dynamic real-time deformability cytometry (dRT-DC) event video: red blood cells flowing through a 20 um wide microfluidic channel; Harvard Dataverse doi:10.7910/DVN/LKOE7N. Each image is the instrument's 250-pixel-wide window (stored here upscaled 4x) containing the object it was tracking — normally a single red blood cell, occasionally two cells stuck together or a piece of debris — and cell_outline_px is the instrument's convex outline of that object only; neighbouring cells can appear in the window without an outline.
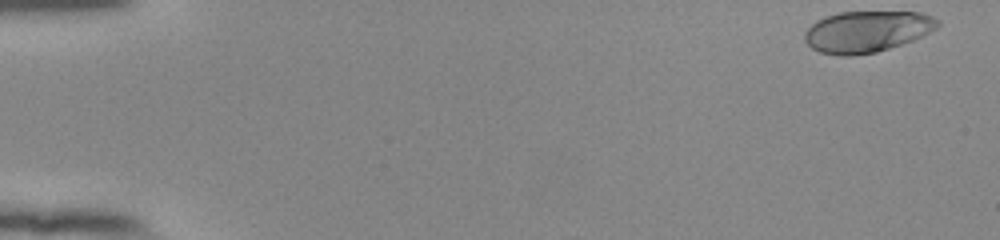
{"species": "human", "species_latin": "Homo sapiens", "temperature_condition": "room temperature", "stored_images_in_passage": 52, "camera_frame_rate_fps": 3000, "um_per_image_px": 0.085, "donor": {"sex": "female"}, "frame": {"image": 1, "passage_image": 1, "time_ms": 0.0, "image_size_px": [1000, 240], "cell_outline_px": [[940, 24], [936, 28], [912, 40], [876, 52], [852, 56], [840, 56], [820, 52], [812, 48], [804, 40], [804, 32], [816, 20], [824, 16], [840, 12], [920, 12], [932, 16], [940, 20]], "centroid_in_image_um": [73.65, 2.67], "position_along_channel_um": 11.3, "area_um2": 31.96}}
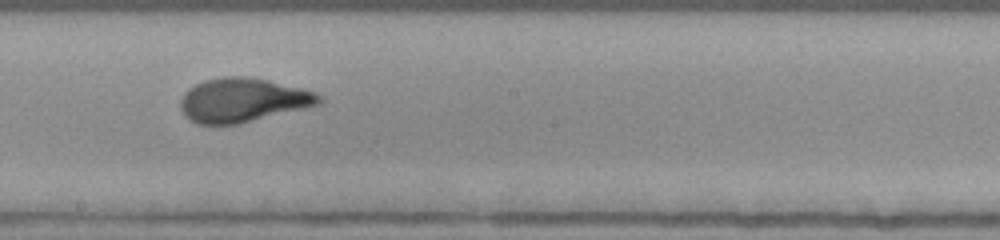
{"frame": {"image": 2, "passage_image": 30, "time_ms": 9.667, "image_size_px": [1000, 240], "cell_outline_px": [[324, 100], [320, 104], [240, 124], [196, 124], [188, 120], [184, 116], [180, 108], [180, 100], [184, 92], [188, 88], [196, 84], [208, 80], [224, 76], [248, 76], [268, 80], [300, 88], [312, 92], [320, 96]], "centroid_in_image_um": [20.59, 8.52], "position_along_channel_um": 227.6, "area_um2": 35.55}}
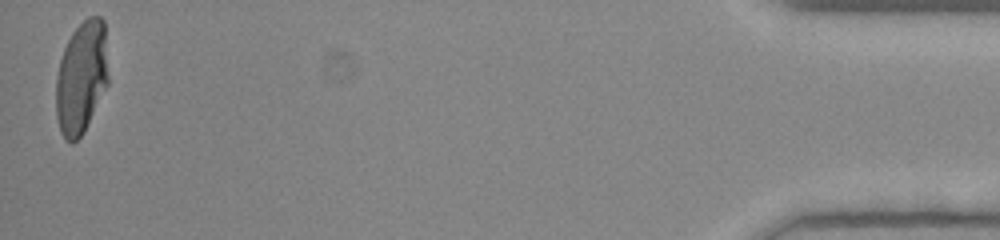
{"frame": {"image": 3, "passage_image": 52, "time_ms": 17.0, "image_size_px": [1000, 240], "cell_outline_px": [[108, 84], [84, 132], [72, 144], [64, 140], [60, 132], [56, 116], [56, 76], [60, 60], [64, 48], [72, 32], [88, 16], [100, 16], [104, 20], [108, 76]], "centroid_in_image_um": [6.91, 6.61], "position_along_channel_um": 428.3, "area_um2": 34.51}, "authors_computed_cell_mechanics": {"area_um2": 34.4199, "velocity_mm_per_s": 3.8848, "shape_relaxation_time_tau1_ms": 3.6536, "shape_relaxation_time_tau2_ms": null, "deformation_change_tau1": 0.2086, "deformation_change_tau2": null}}